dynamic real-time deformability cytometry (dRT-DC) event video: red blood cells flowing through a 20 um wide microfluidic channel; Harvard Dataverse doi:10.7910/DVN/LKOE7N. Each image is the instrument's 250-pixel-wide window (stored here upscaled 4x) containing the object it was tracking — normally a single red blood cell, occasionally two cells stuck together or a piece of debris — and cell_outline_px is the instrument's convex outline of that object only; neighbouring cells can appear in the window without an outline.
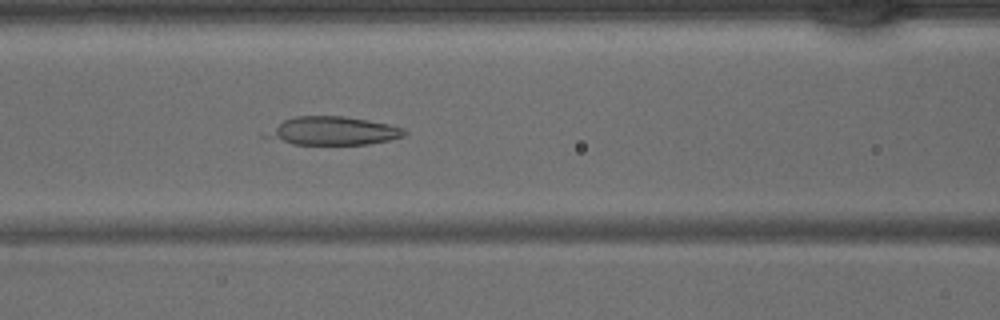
{"species": "common noctule bat (a hibernating species)", "species_latin": "Nyctalus noctula", "temperature_condition": "warm", "stored_images_in_passage": 43, "camera_frame_rate_fps": 3000, "um_per_image_px": 0.085, "animal": {"sex": "male", "body_mass_g": 15.6}, "frame": {"image": 1, "passage_image": 18, "time_ms": 5.667, "image_size_px": [1000, 320], "cell_outline_px": [[408, 132], [404, 136], [388, 140], [368, 144], [292, 144], [260, 136], [284, 120], [296, 116], [344, 116], [368, 120], [388, 124], [404, 128]], "centroid_in_image_um": [28.29, 11.12], "position_along_channel_um": 138.3, "area_um2": 22.72}}
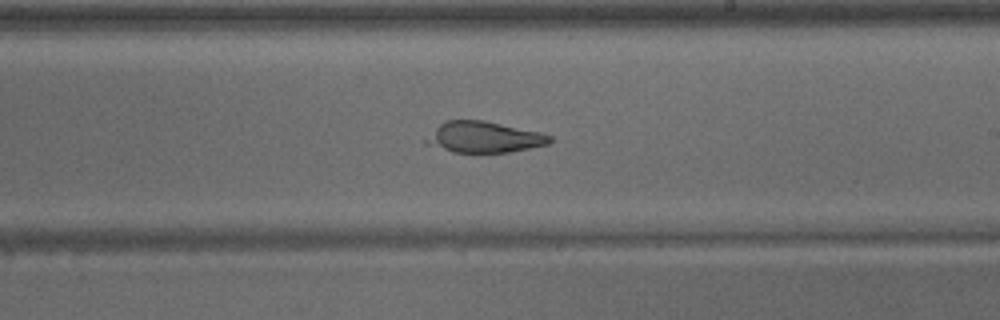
{"frame": {"image": 2, "passage_image": 25, "time_ms": 8.0, "image_size_px": [1000, 320], "cell_outline_px": [[552, 140], [548, 144], [512, 152], [452, 152], [424, 144], [424, 140], [444, 120], [480, 120], [540, 132], [552, 136]], "centroid_in_image_um": [41.12, 11.67], "position_along_channel_um": 247.9, "area_um2": 22.2}}
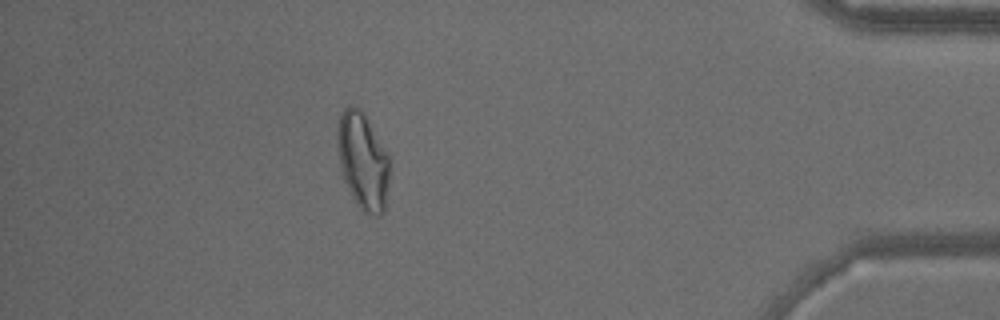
{"frame": {"image": 3, "passage_image": 38, "time_ms": 12.333, "image_size_px": [1000, 320], "cell_outline_px": [[388, 180], [384, 212], [380, 216], [376, 216], [364, 212], [360, 208], [352, 196], [340, 172], [336, 140], [336, 132], [340, 112], [348, 104], [352, 104], [360, 108], [364, 112], [388, 156]], "centroid_in_image_um": [30.79, 13.63], "position_along_channel_um": 404.4, "area_um2": 29.54}}